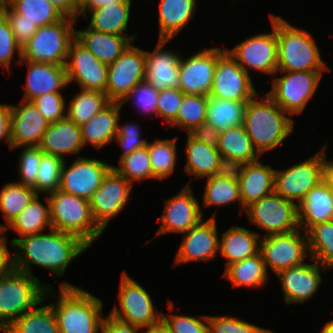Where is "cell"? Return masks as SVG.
<instances>
[{
    "label": "cell",
    "instance_id": "6da1fadb",
    "mask_svg": "<svg viewBox=\"0 0 333 333\" xmlns=\"http://www.w3.org/2000/svg\"><path fill=\"white\" fill-rule=\"evenodd\" d=\"M14 248V269L32 276L30 265H38L53 276L62 277L70 261L80 256L89 247L78 237L54 228L50 233L26 235L11 240Z\"/></svg>",
    "mask_w": 333,
    "mask_h": 333
},
{
    "label": "cell",
    "instance_id": "7a4b0ae2",
    "mask_svg": "<svg viewBox=\"0 0 333 333\" xmlns=\"http://www.w3.org/2000/svg\"><path fill=\"white\" fill-rule=\"evenodd\" d=\"M259 94L251 98L245 106L243 126L254 148L262 155L278 147L293 132L294 120L268 94L263 101Z\"/></svg>",
    "mask_w": 333,
    "mask_h": 333
},
{
    "label": "cell",
    "instance_id": "3957f363",
    "mask_svg": "<svg viewBox=\"0 0 333 333\" xmlns=\"http://www.w3.org/2000/svg\"><path fill=\"white\" fill-rule=\"evenodd\" d=\"M58 302L50 305L56 315L60 333H99L103 318V301L67 281L59 286Z\"/></svg>",
    "mask_w": 333,
    "mask_h": 333
},
{
    "label": "cell",
    "instance_id": "277c9868",
    "mask_svg": "<svg viewBox=\"0 0 333 333\" xmlns=\"http://www.w3.org/2000/svg\"><path fill=\"white\" fill-rule=\"evenodd\" d=\"M37 277L18 270L0 277V332L17 317L44 303L54 290Z\"/></svg>",
    "mask_w": 333,
    "mask_h": 333
},
{
    "label": "cell",
    "instance_id": "5b68a950",
    "mask_svg": "<svg viewBox=\"0 0 333 333\" xmlns=\"http://www.w3.org/2000/svg\"><path fill=\"white\" fill-rule=\"evenodd\" d=\"M310 70H330L312 34L277 16V71Z\"/></svg>",
    "mask_w": 333,
    "mask_h": 333
},
{
    "label": "cell",
    "instance_id": "8992f818",
    "mask_svg": "<svg viewBox=\"0 0 333 333\" xmlns=\"http://www.w3.org/2000/svg\"><path fill=\"white\" fill-rule=\"evenodd\" d=\"M47 195L52 228L78 237L88 247L103 234L94 222L89 200L60 189Z\"/></svg>",
    "mask_w": 333,
    "mask_h": 333
},
{
    "label": "cell",
    "instance_id": "52a82bcc",
    "mask_svg": "<svg viewBox=\"0 0 333 333\" xmlns=\"http://www.w3.org/2000/svg\"><path fill=\"white\" fill-rule=\"evenodd\" d=\"M78 19L64 16L60 21L39 27L21 49V59L33 62L66 65L69 47L75 39Z\"/></svg>",
    "mask_w": 333,
    "mask_h": 333
},
{
    "label": "cell",
    "instance_id": "ba28073f",
    "mask_svg": "<svg viewBox=\"0 0 333 333\" xmlns=\"http://www.w3.org/2000/svg\"><path fill=\"white\" fill-rule=\"evenodd\" d=\"M323 70L276 71L284 76L272 80V89L267 93L288 115L300 114L315 94ZM286 73V74H285Z\"/></svg>",
    "mask_w": 333,
    "mask_h": 333
},
{
    "label": "cell",
    "instance_id": "9c48e42d",
    "mask_svg": "<svg viewBox=\"0 0 333 333\" xmlns=\"http://www.w3.org/2000/svg\"><path fill=\"white\" fill-rule=\"evenodd\" d=\"M247 215L264 236L299 230L298 205L273 192L248 205Z\"/></svg>",
    "mask_w": 333,
    "mask_h": 333
},
{
    "label": "cell",
    "instance_id": "30bf717a",
    "mask_svg": "<svg viewBox=\"0 0 333 333\" xmlns=\"http://www.w3.org/2000/svg\"><path fill=\"white\" fill-rule=\"evenodd\" d=\"M324 147L305 161L275 169L274 192L297 205L307 193L323 181Z\"/></svg>",
    "mask_w": 333,
    "mask_h": 333
},
{
    "label": "cell",
    "instance_id": "8fae6325",
    "mask_svg": "<svg viewBox=\"0 0 333 333\" xmlns=\"http://www.w3.org/2000/svg\"><path fill=\"white\" fill-rule=\"evenodd\" d=\"M117 300L120 310L115 305L110 312L114 317L145 329L162 319V312H155L150 294L137 281L122 272ZM157 313V314H156Z\"/></svg>",
    "mask_w": 333,
    "mask_h": 333
},
{
    "label": "cell",
    "instance_id": "7c38bea8",
    "mask_svg": "<svg viewBox=\"0 0 333 333\" xmlns=\"http://www.w3.org/2000/svg\"><path fill=\"white\" fill-rule=\"evenodd\" d=\"M248 74L226 48H217V63L210 97L231 101H249L258 92Z\"/></svg>",
    "mask_w": 333,
    "mask_h": 333
},
{
    "label": "cell",
    "instance_id": "4fadbf2b",
    "mask_svg": "<svg viewBox=\"0 0 333 333\" xmlns=\"http://www.w3.org/2000/svg\"><path fill=\"white\" fill-rule=\"evenodd\" d=\"M303 233V234H302ZM260 254L267 272L270 267L275 274L282 269L305 263L308 249V237L301 229L285 233L261 237Z\"/></svg>",
    "mask_w": 333,
    "mask_h": 333
},
{
    "label": "cell",
    "instance_id": "5bb4252c",
    "mask_svg": "<svg viewBox=\"0 0 333 333\" xmlns=\"http://www.w3.org/2000/svg\"><path fill=\"white\" fill-rule=\"evenodd\" d=\"M273 32L256 34L228 52L249 74V68L270 75L277 71V15H269Z\"/></svg>",
    "mask_w": 333,
    "mask_h": 333
},
{
    "label": "cell",
    "instance_id": "9a60e30c",
    "mask_svg": "<svg viewBox=\"0 0 333 333\" xmlns=\"http://www.w3.org/2000/svg\"><path fill=\"white\" fill-rule=\"evenodd\" d=\"M145 51L129 45L122 55L108 65L106 96L109 101L122 102L145 77Z\"/></svg>",
    "mask_w": 333,
    "mask_h": 333
},
{
    "label": "cell",
    "instance_id": "2e32d148",
    "mask_svg": "<svg viewBox=\"0 0 333 333\" xmlns=\"http://www.w3.org/2000/svg\"><path fill=\"white\" fill-rule=\"evenodd\" d=\"M132 188L133 185L112 168L104 177L100 187L90 197L92 217L103 232L109 220L125 208Z\"/></svg>",
    "mask_w": 333,
    "mask_h": 333
},
{
    "label": "cell",
    "instance_id": "e0dca14e",
    "mask_svg": "<svg viewBox=\"0 0 333 333\" xmlns=\"http://www.w3.org/2000/svg\"><path fill=\"white\" fill-rule=\"evenodd\" d=\"M66 165L64 161L59 189L87 200L100 187L104 177L113 168L106 161L80 156L69 167Z\"/></svg>",
    "mask_w": 333,
    "mask_h": 333
},
{
    "label": "cell",
    "instance_id": "ac0fdd59",
    "mask_svg": "<svg viewBox=\"0 0 333 333\" xmlns=\"http://www.w3.org/2000/svg\"><path fill=\"white\" fill-rule=\"evenodd\" d=\"M188 182L175 196L164 201L160 228L154 237L165 233H186L203 218V210Z\"/></svg>",
    "mask_w": 333,
    "mask_h": 333
},
{
    "label": "cell",
    "instance_id": "d6986e66",
    "mask_svg": "<svg viewBox=\"0 0 333 333\" xmlns=\"http://www.w3.org/2000/svg\"><path fill=\"white\" fill-rule=\"evenodd\" d=\"M65 68L68 84L74 80L80 86V89L106 92L108 65L100 62L92 52L88 51L76 39L70 44Z\"/></svg>",
    "mask_w": 333,
    "mask_h": 333
},
{
    "label": "cell",
    "instance_id": "ffe728a7",
    "mask_svg": "<svg viewBox=\"0 0 333 333\" xmlns=\"http://www.w3.org/2000/svg\"><path fill=\"white\" fill-rule=\"evenodd\" d=\"M215 214L207 221L202 219L198 224L184 233L182 243L175 256L174 265L191 261H207L219 253V237Z\"/></svg>",
    "mask_w": 333,
    "mask_h": 333
},
{
    "label": "cell",
    "instance_id": "44dd1931",
    "mask_svg": "<svg viewBox=\"0 0 333 333\" xmlns=\"http://www.w3.org/2000/svg\"><path fill=\"white\" fill-rule=\"evenodd\" d=\"M217 63V47L208 48L187 59L180 57V90L185 95L209 96Z\"/></svg>",
    "mask_w": 333,
    "mask_h": 333
},
{
    "label": "cell",
    "instance_id": "7402d4cb",
    "mask_svg": "<svg viewBox=\"0 0 333 333\" xmlns=\"http://www.w3.org/2000/svg\"><path fill=\"white\" fill-rule=\"evenodd\" d=\"M18 106L10 105L11 150L38 146L49 122L32 101L21 100Z\"/></svg>",
    "mask_w": 333,
    "mask_h": 333
},
{
    "label": "cell",
    "instance_id": "603a6c76",
    "mask_svg": "<svg viewBox=\"0 0 333 333\" xmlns=\"http://www.w3.org/2000/svg\"><path fill=\"white\" fill-rule=\"evenodd\" d=\"M185 148L187 162L184 170L187 174L199 179L220 174L227 169L213 136L188 133Z\"/></svg>",
    "mask_w": 333,
    "mask_h": 333
},
{
    "label": "cell",
    "instance_id": "cb8c5ba5",
    "mask_svg": "<svg viewBox=\"0 0 333 333\" xmlns=\"http://www.w3.org/2000/svg\"><path fill=\"white\" fill-rule=\"evenodd\" d=\"M314 263H303L298 266L279 270L276 275L282 281L281 289L284 292V301L291 305L292 303H304L317 293L322 277L320 268L327 270L315 260Z\"/></svg>",
    "mask_w": 333,
    "mask_h": 333
},
{
    "label": "cell",
    "instance_id": "d4e9b609",
    "mask_svg": "<svg viewBox=\"0 0 333 333\" xmlns=\"http://www.w3.org/2000/svg\"><path fill=\"white\" fill-rule=\"evenodd\" d=\"M169 40L159 39L153 51H145V77L144 81L151 84L156 90L166 88L180 89V57L175 51L164 49Z\"/></svg>",
    "mask_w": 333,
    "mask_h": 333
},
{
    "label": "cell",
    "instance_id": "484cf974",
    "mask_svg": "<svg viewBox=\"0 0 333 333\" xmlns=\"http://www.w3.org/2000/svg\"><path fill=\"white\" fill-rule=\"evenodd\" d=\"M27 63V77L22 100L32 101L46 93H60L68 86L65 65L33 62L21 59L18 64Z\"/></svg>",
    "mask_w": 333,
    "mask_h": 333
},
{
    "label": "cell",
    "instance_id": "4316f807",
    "mask_svg": "<svg viewBox=\"0 0 333 333\" xmlns=\"http://www.w3.org/2000/svg\"><path fill=\"white\" fill-rule=\"evenodd\" d=\"M242 207L246 208L252 202L274 192L275 169L263 165L259 160L239 165L235 168Z\"/></svg>",
    "mask_w": 333,
    "mask_h": 333
},
{
    "label": "cell",
    "instance_id": "83f0119b",
    "mask_svg": "<svg viewBox=\"0 0 333 333\" xmlns=\"http://www.w3.org/2000/svg\"><path fill=\"white\" fill-rule=\"evenodd\" d=\"M222 161L227 168L252 163L261 156L253 146L243 125L213 135Z\"/></svg>",
    "mask_w": 333,
    "mask_h": 333
},
{
    "label": "cell",
    "instance_id": "f1b7e54d",
    "mask_svg": "<svg viewBox=\"0 0 333 333\" xmlns=\"http://www.w3.org/2000/svg\"><path fill=\"white\" fill-rule=\"evenodd\" d=\"M38 147L45 154L55 155L65 160L64 155L80 153L84 147L81 128L67 117L50 123Z\"/></svg>",
    "mask_w": 333,
    "mask_h": 333
},
{
    "label": "cell",
    "instance_id": "f546056e",
    "mask_svg": "<svg viewBox=\"0 0 333 333\" xmlns=\"http://www.w3.org/2000/svg\"><path fill=\"white\" fill-rule=\"evenodd\" d=\"M137 35L123 36L94 31L87 27L75 30V39L88 51L92 52L100 62L107 65L117 60L127 47L135 41Z\"/></svg>",
    "mask_w": 333,
    "mask_h": 333
},
{
    "label": "cell",
    "instance_id": "4dcf8cb0",
    "mask_svg": "<svg viewBox=\"0 0 333 333\" xmlns=\"http://www.w3.org/2000/svg\"><path fill=\"white\" fill-rule=\"evenodd\" d=\"M121 108V102L110 101L100 112L81 125L83 145L88 143L96 149H102L111 144L117 136Z\"/></svg>",
    "mask_w": 333,
    "mask_h": 333
},
{
    "label": "cell",
    "instance_id": "1f68e13d",
    "mask_svg": "<svg viewBox=\"0 0 333 333\" xmlns=\"http://www.w3.org/2000/svg\"><path fill=\"white\" fill-rule=\"evenodd\" d=\"M298 217L304 232L314 224L333 220V191L324 181L298 204Z\"/></svg>",
    "mask_w": 333,
    "mask_h": 333
},
{
    "label": "cell",
    "instance_id": "d6a6232c",
    "mask_svg": "<svg viewBox=\"0 0 333 333\" xmlns=\"http://www.w3.org/2000/svg\"><path fill=\"white\" fill-rule=\"evenodd\" d=\"M260 237V233L239 226H231L225 231L219 240V253L227 260L225 268L231 263L258 254Z\"/></svg>",
    "mask_w": 333,
    "mask_h": 333
},
{
    "label": "cell",
    "instance_id": "836d02e7",
    "mask_svg": "<svg viewBox=\"0 0 333 333\" xmlns=\"http://www.w3.org/2000/svg\"><path fill=\"white\" fill-rule=\"evenodd\" d=\"M248 101H231L208 96L207 115L203 134L213 136L231 127L243 125Z\"/></svg>",
    "mask_w": 333,
    "mask_h": 333
},
{
    "label": "cell",
    "instance_id": "e575fe53",
    "mask_svg": "<svg viewBox=\"0 0 333 333\" xmlns=\"http://www.w3.org/2000/svg\"><path fill=\"white\" fill-rule=\"evenodd\" d=\"M196 0H160L159 39L171 40L195 15Z\"/></svg>",
    "mask_w": 333,
    "mask_h": 333
},
{
    "label": "cell",
    "instance_id": "d590c367",
    "mask_svg": "<svg viewBox=\"0 0 333 333\" xmlns=\"http://www.w3.org/2000/svg\"><path fill=\"white\" fill-rule=\"evenodd\" d=\"M132 0L110 3L101 7L87 9L92 14L89 28L98 32L126 36Z\"/></svg>",
    "mask_w": 333,
    "mask_h": 333
},
{
    "label": "cell",
    "instance_id": "8d00e7d4",
    "mask_svg": "<svg viewBox=\"0 0 333 333\" xmlns=\"http://www.w3.org/2000/svg\"><path fill=\"white\" fill-rule=\"evenodd\" d=\"M205 184V192L203 196L204 207L230 205L238 200L242 207V199L240 194L239 182L232 168H227L224 172L207 177Z\"/></svg>",
    "mask_w": 333,
    "mask_h": 333
},
{
    "label": "cell",
    "instance_id": "74e56055",
    "mask_svg": "<svg viewBox=\"0 0 333 333\" xmlns=\"http://www.w3.org/2000/svg\"><path fill=\"white\" fill-rule=\"evenodd\" d=\"M39 196L40 194H36L30 201L29 205L26 206L2 232L4 233L7 229L11 228L18 233L19 236L23 237L26 235L42 233L46 227H49L50 230L52 228L50 203L46 196L45 202L47 206L45 207V205L39 201Z\"/></svg>",
    "mask_w": 333,
    "mask_h": 333
},
{
    "label": "cell",
    "instance_id": "f35d334b",
    "mask_svg": "<svg viewBox=\"0 0 333 333\" xmlns=\"http://www.w3.org/2000/svg\"><path fill=\"white\" fill-rule=\"evenodd\" d=\"M223 277L233 287L260 288L268 282V272L260 252L241 261L231 263L225 268Z\"/></svg>",
    "mask_w": 333,
    "mask_h": 333
},
{
    "label": "cell",
    "instance_id": "ab89813d",
    "mask_svg": "<svg viewBox=\"0 0 333 333\" xmlns=\"http://www.w3.org/2000/svg\"><path fill=\"white\" fill-rule=\"evenodd\" d=\"M33 308L17 317L4 333H60L56 315L50 304Z\"/></svg>",
    "mask_w": 333,
    "mask_h": 333
},
{
    "label": "cell",
    "instance_id": "60d3db41",
    "mask_svg": "<svg viewBox=\"0 0 333 333\" xmlns=\"http://www.w3.org/2000/svg\"><path fill=\"white\" fill-rule=\"evenodd\" d=\"M208 96L185 95L177 117L170 123L172 128L187 129L188 133H203L207 115Z\"/></svg>",
    "mask_w": 333,
    "mask_h": 333
},
{
    "label": "cell",
    "instance_id": "b9f144b4",
    "mask_svg": "<svg viewBox=\"0 0 333 333\" xmlns=\"http://www.w3.org/2000/svg\"><path fill=\"white\" fill-rule=\"evenodd\" d=\"M109 102L104 92L81 88L66 107V117L81 126L100 112Z\"/></svg>",
    "mask_w": 333,
    "mask_h": 333
},
{
    "label": "cell",
    "instance_id": "7bdbcfd3",
    "mask_svg": "<svg viewBox=\"0 0 333 333\" xmlns=\"http://www.w3.org/2000/svg\"><path fill=\"white\" fill-rule=\"evenodd\" d=\"M306 234L310 258L325 268H333V220L314 224Z\"/></svg>",
    "mask_w": 333,
    "mask_h": 333
},
{
    "label": "cell",
    "instance_id": "ee69618b",
    "mask_svg": "<svg viewBox=\"0 0 333 333\" xmlns=\"http://www.w3.org/2000/svg\"><path fill=\"white\" fill-rule=\"evenodd\" d=\"M36 194L32 187L17 182L6 183L1 188L0 211L3 213L6 225L0 224V231H3L29 205Z\"/></svg>",
    "mask_w": 333,
    "mask_h": 333
},
{
    "label": "cell",
    "instance_id": "f6af8a7d",
    "mask_svg": "<svg viewBox=\"0 0 333 333\" xmlns=\"http://www.w3.org/2000/svg\"><path fill=\"white\" fill-rule=\"evenodd\" d=\"M9 7L38 27L53 24L65 16L49 0H11Z\"/></svg>",
    "mask_w": 333,
    "mask_h": 333
},
{
    "label": "cell",
    "instance_id": "bcb514c9",
    "mask_svg": "<svg viewBox=\"0 0 333 333\" xmlns=\"http://www.w3.org/2000/svg\"><path fill=\"white\" fill-rule=\"evenodd\" d=\"M174 139H157L149 143L147 147L154 179H165L172 175L177 160L176 141Z\"/></svg>",
    "mask_w": 333,
    "mask_h": 333
},
{
    "label": "cell",
    "instance_id": "7dc6e473",
    "mask_svg": "<svg viewBox=\"0 0 333 333\" xmlns=\"http://www.w3.org/2000/svg\"><path fill=\"white\" fill-rule=\"evenodd\" d=\"M120 167L113 169L133 185V181L141 182L147 178L153 179L152 166L148 147L138 149L119 159Z\"/></svg>",
    "mask_w": 333,
    "mask_h": 333
},
{
    "label": "cell",
    "instance_id": "c3c4849f",
    "mask_svg": "<svg viewBox=\"0 0 333 333\" xmlns=\"http://www.w3.org/2000/svg\"><path fill=\"white\" fill-rule=\"evenodd\" d=\"M64 161L65 160L55 155L44 154L41 157L36 178L37 194H49L59 189Z\"/></svg>",
    "mask_w": 333,
    "mask_h": 333
},
{
    "label": "cell",
    "instance_id": "681fc988",
    "mask_svg": "<svg viewBox=\"0 0 333 333\" xmlns=\"http://www.w3.org/2000/svg\"><path fill=\"white\" fill-rule=\"evenodd\" d=\"M19 157L18 171L20 181L17 183L32 187L36 192V178L41 157L45 154L38 146L23 147Z\"/></svg>",
    "mask_w": 333,
    "mask_h": 333
},
{
    "label": "cell",
    "instance_id": "f907efd6",
    "mask_svg": "<svg viewBox=\"0 0 333 333\" xmlns=\"http://www.w3.org/2000/svg\"><path fill=\"white\" fill-rule=\"evenodd\" d=\"M209 333H274L242 319L226 316H209Z\"/></svg>",
    "mask_w": 333,
    "mask_h": 333
},
{
    "label": "cell",
    "instance_id": "816d5d0a",
    "mask_svg": "<svg viewBox=\"0 0 333 333\" xmlns=\"http://www.w3.org/2000/svg\"><path fill=\"white\" fill-rule=\"evenodd\" d=\"M162 313V320L169 327L171 333H209L208 315L195 318L188 315Z\"/></svg>",
    "mask_w": 333,
    "mask_h": 333
},
{
    "label": "cell",
    "instance_id": "f5cc1de1",
    "mask_svg": "<svg viewBox=\"0 0 333 333\" xmlns=\"http://www.w3.org/2000/svg\"><path fill=\"white\" fill-rule=\"evenodd\" d=\"M18 53L19 61L21 60L22 49L16 42L14 33L6 15L0 10V65L6 70H10V64L14 54Z\"/></svg>",
    "mask_w": 333,
    "mask_h": 333
},
{
    "label": "cell",
    "instance_id": "db71d44e",
    "mask_svg": "<svg viewBox=\"0 0 333 333\" xmlns=\"http://www.w3.org/2000/svg\"><path fill=\"white\" fill-rule=\"evenodd\" d=\"M159 91L156 90L151 84L142 81L138 83L124 98L121 102L123 106L129 100H133L135 102V107L139 108L141 113L144 114H154L156 117L157 111V101H158Z\"/></svg>",
    "mask_w": 333,
    "mask_h": 333
},
{
    "label": "cell",
    "instance_id": "11a10c76",
    "mask_svg": "<svg viewBox=\"0 0 333 333\" xmlns=\"http://www.w3.org/2000/svg\"><path fill=\"white\" fill-rule=\"evenodd\" d=\"M65 98L62 93H46L32 100L39 112L50 123H55L66 117Z\"/></svg>",
    "mask_w": 333,
    "mask_h": 333
},
{
    "label": "cell",
    "instance_id": "9f6ffc18",
    "mask_svg": "<svg viewBox=\"0 0 333 333\" xmlns=\"http://www.w3.org/2000/svg\"><path fill=\"white\" fill-rule=\"evenodd\" d=\"M185 94L180 89L166 88L159 91L156 117L163 118L169 124L177 117Z\"/></svg>",
    "mask_w": 333,
    "mask_h": 333
},
{
    "label": "cell",
    "instance_id": "6f0895ef",
    "mask_svg": "<svg viewBox=\"0 0 333 333\" xmlns=\"http://www.w3.org/2000/svg\"><path fill=\"white\" fill-rule=\"evenodd\" d=\"M139 127L137 123H129L120 126L118 122L117 136L114 140L117 141V144L123 149L120 158L147 146V139H141L142 137H140Z\"/></svg>",
    "mask_w": 333,
    "mask_h": 333
},
{
    "label": "cell",
    "instance_id": "680465c9",
    "mask_svg": "<svg viewBox=\"0 0 333 333\" xmlns=\"http://www.w3.org/2000/svg\"><path fill=\"white\" fill-rule=\"evenodd\" d=\"M7 17L16 42L22 47L39 28L36 24L23 19V16L14 12L9 6L1 10Z\"/></svg>",
    "mask_w": 333,
    "mask_h": 333
},
{
    "label": "cell",
    "instance_id": "91938a15",
    "mask_svg": "<svg viewBox=\"0 0 333 333\" xmlns=\"http://www.w3.org/2000/svg\"><path fill=\"white\" fill-rule=\"evenodd\" d=\"M100 330L101 333H139L142 329L109 314L103 318Z\"/></svg>",
    "mask_w": 333,
    "mask_h": 333
},
{
    "label": "cell",
    "instance_id": "94428289",
    "mask_svg": "<svg viewBox=\"0 0 333 333\" xmlns=\"http://www.w3.org/2000/svg\"><path fill=\"white\" fill-rule=\"evenodd\" d=\"M0 231V277L10 274L14 270V257L7 246V239Z\"/></svg>",
    "mask_w": 333,
    "mask_h": 333
},
{
    "label": "cell",
    "instance_id": "6125c7cd",
    "mask_svg": "<svg viewBox=\"0 0 333 333\" xmlns=\"http://www.w3.org/2000/svg\"><path fill=\"white\" fill-rule=\"evenodd\" d=\"M6 138V139H5ZM5 139L11 149L10 140V104L0 103V142Z\"/></svg>",
    "mask_w": 333,
    "mask_h": 333
},
{
    "label": "cell",
    "instance_id": "be15d7a7",
    "mask_svg": "<svg viewBox=\"0 0 333 333\" xmlns=\"http://www.w3.org/2000/svg\"><path fill=\"white\" fill-rule=\"evenodd\" d=\"M65 16L78 19L81 0H49Z\"/></svg>",
    "mask_w": 333,
    "mask_h": 333
},
{
    "label": "cell",
    "instance_id": "e7e4bbea",
    "mask_svg": "<svg viewBox=\"0 0 333 333\" xmlns=\"http://www.w3.org/2000/svg\"><path fill=\"white\" fill-rule=\"evenodd\" d=\"M124 0H81L79 14L84 17V19H89L86 12L87 9H93L96 7H101L110 3L119 2Z\"/></svg>",
    "mask_w": 333,
    "mask_h": 333
},
{
    "label": "cell",
    "instance_id": "03108f58",
    "mask_svg": "<svg viewBox=\"0 0 333 333\" xmlns=\"http://www.w3.org/2000/svg\"><path fill=\"white\" fill-rule=\"evenodd\" d=\"M326 147L327 146H324L323 181L328 185V187H333V160L327 161L325 154Z\"/></svg>",
    "mask_w": 333,
    "mask_h": 333
},
{
    "label": "cell",
    "instance_id": "003e7915",
    "mask_svg": "<svg viewBox=\"0 0 333 333\" xmlns=\"http://www.w3.org/2000/svg\"><path fill=\"white\" fill-rule=\"evenodd\" d=\"M144 333H171L169 327L161 319L158 323L153 324L152 326L147 327L143 330Z\"/></svg>",
    "mask_w": 333,
    "mask_h": 333
},
{
    "label": "cell",
    "instance_id": "a7ac6f4b",
    "mask_svg": "<svg viewBox=\"0 0 333 333\" xmlns=\"http://www.w3.org/2000/svg\"><path fill=\"white\" fill-rule=\"evenodd\" d=\"M320 333H333V320L327 322L326 325L322 328Z\"/></svg>",
    "mask_w": 333,
    "mask_h": 333
},
{
    "label": "cell",
    "instance_id": "89a4df30",
    "mask_svg": "<svg viewBox=\"0 0 333 333\" xmlns=\"http://www.w3.org/2000/svg\"><path fill=\"white\" fill-rule=\"evenodd\" d=\"M11 0H0V10L9 6Z\"/></svg>",
    "mask_w": 333,
    "mask_h": 333
}]
</instances>
